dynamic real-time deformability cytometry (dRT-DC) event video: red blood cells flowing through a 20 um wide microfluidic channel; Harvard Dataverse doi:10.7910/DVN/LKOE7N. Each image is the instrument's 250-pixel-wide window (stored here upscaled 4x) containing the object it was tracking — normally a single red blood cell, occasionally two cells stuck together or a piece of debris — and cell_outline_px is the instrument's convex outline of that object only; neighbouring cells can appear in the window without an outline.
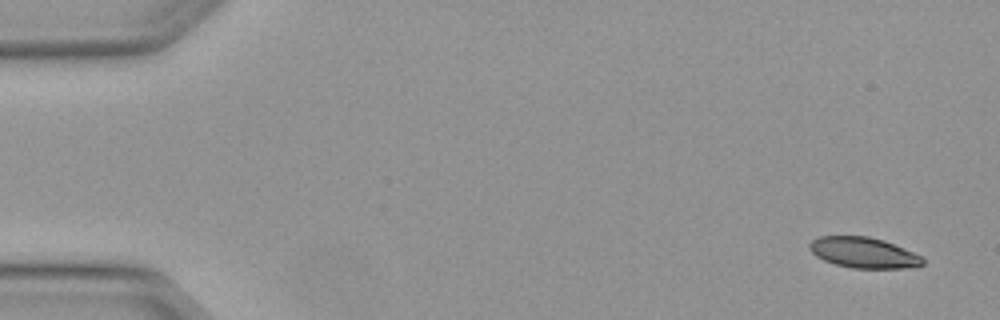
{"species": "Egyptian fruit bat (a non-hibernating species)", "species_latin": "Rousettus aegyptiacus", "temperature_condition": "warm", "stored_images_in_passage": 5, "camera_frame_rate_fps": 3000, "um_per_image_px": 0.085, "animal": {"sex": "female"}, "frame": {"image": 1, "passage_image": 1, "time_ms": 0.0, "image_size_px": [1000, 320], "cell_outline_px": [[924, 264], [916, 268], [852, 268], [836, 264], [824, 260], [816, 256], [808, 248], [808, 244], [812, 240], [820, 236], [868, 236], [884, 240], [912, 252], [920, 256], [924, 260]], "centroid_in_image_um": [73.4, 21.48], "position_along_channel_um": 11.6, "area_um2": 20.23}}
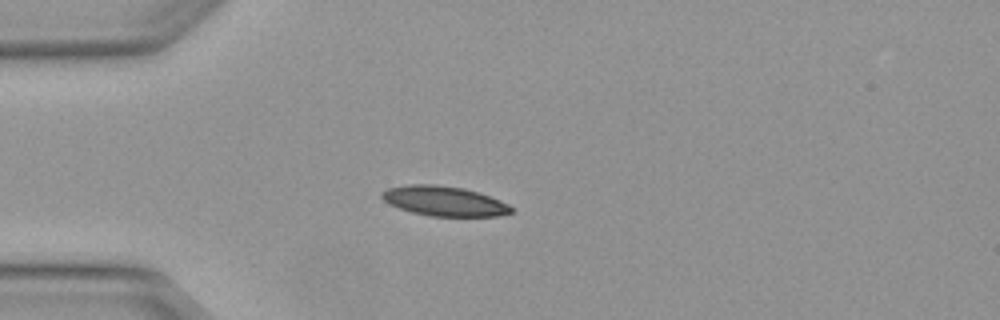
{"frame": {"image": 2, "passage_image": 4, "time_ms": 1.0, "image_size_px": [1000, 320], "cell_outline_px": [[512, 212], [500, 216], [432, 216], [412, 212], [388, 204], [380, 196], [380, 192], [388, 188], [408, 184], [436, 184], [464, 188], [500, 200], [508, 204], [512, 208]], "centroid_in_image_um": [37.72, 17.08], "position_along_channel_um": 47.3, "area_um2": 22.43}}